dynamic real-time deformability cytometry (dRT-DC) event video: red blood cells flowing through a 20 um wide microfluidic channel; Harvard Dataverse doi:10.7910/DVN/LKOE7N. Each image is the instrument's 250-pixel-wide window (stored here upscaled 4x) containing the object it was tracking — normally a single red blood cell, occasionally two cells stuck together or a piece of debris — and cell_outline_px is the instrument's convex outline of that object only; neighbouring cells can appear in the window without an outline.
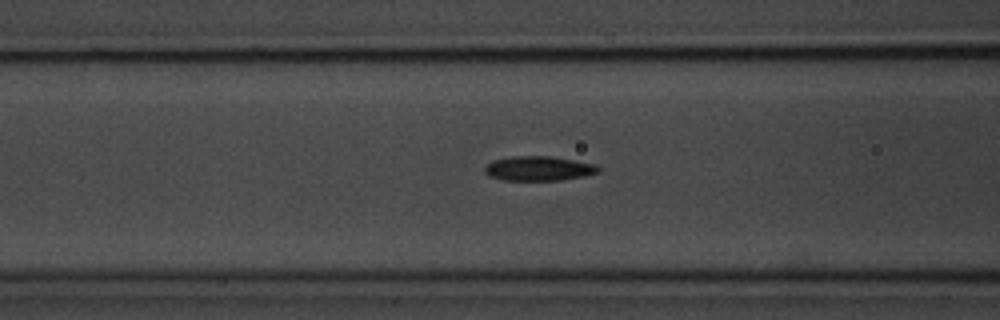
{"species": "common noctule bat (a hibernating species)", "species_latin": "Nyctalus noctula", "temperature_condition": "room temperature", "stored_images_in_passage": 41, "camera_frame_rate_fps": 3000, "um_per_image_px": 0.085, "animal": {"sex": "male", "body_mass_g": 20.1, "forearm_length_mm": 53.5}, "frame": {"image": 1, "passage_image": 6, "time_ms": 1.667, "image_size_px": [1000, 320], "cell_outline_px": [[600, 172], [584, 176], [560, 180], [504, 180], [488, 176], [484, 172], [484, 168], [492, 160], [512, 156], [552, 156], [596, 164], [600, 168]], "centroid_in_image_um": [45.79, 14.31], "position_along_channel_um": 120.8, "area_um2": 16.36}}
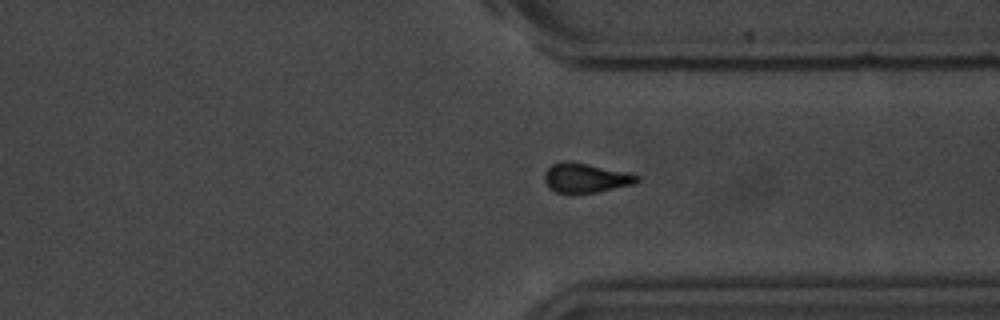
{"frame": {"image": 2, "passage_image": 26, "time_ms": 8.333, "image_size_px": [1000, 320], "cell_outline_px": [[640, 180], [632, 184], [596, 192], [572, 196], [556, 192], [548, 188], [544, 180], [544, 172], [552, 164], [560, 160], [572, 160], [628, 172], [640, 176]], "centroid_in_image_um": [49.72, 15.13], "position_along_channel_um": 361.7, "area_um2": 16.59}}
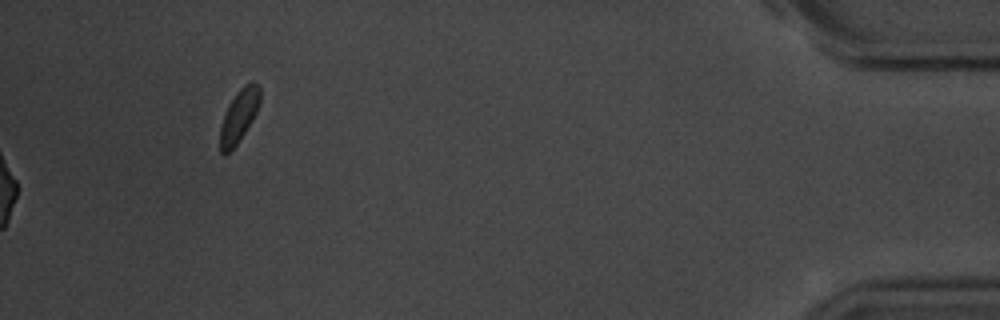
{"frame": {"image": 3, "passage_image": 41, "time_ms": 13.333, "image_size_px": [1000, 320], "cell_outline_px": [[260, 104], [252, 120], [236, 144], [224, 156], [220, 152], [220, 128], [228, 104], [236, 92], [244, 84], [252, 80], [260, 88]], "centroid_in_image_um": [20.31, 9.81], "position_along_channel_um": 414.9, "area_um2": 12.14}, "authors_computed_cell_mechanics": {"area_um2": 16.0106, "velocity_mm_per_s": 3.6127, "shape_relaxation_time_tau1_ms": 4.2141, "shape_relaxation_time_tau2_ms": 5.0499, "deformation_change_tau1": 0.1363, "deformation_change_tau2": 0.1288}}